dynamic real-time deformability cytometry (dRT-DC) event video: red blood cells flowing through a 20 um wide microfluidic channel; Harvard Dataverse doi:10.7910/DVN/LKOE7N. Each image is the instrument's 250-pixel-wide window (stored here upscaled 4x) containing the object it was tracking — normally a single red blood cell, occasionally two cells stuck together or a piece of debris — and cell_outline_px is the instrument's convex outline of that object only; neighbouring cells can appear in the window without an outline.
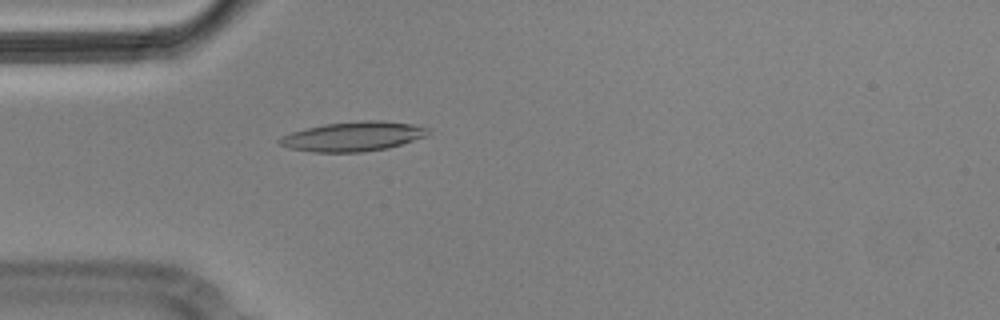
{"species": "Egyptian fruit bat (a non-hibernating species)", "species_latin": "Rousettus aegyptiacus", "temperature_condition": "cold", "stored_images_in_passage": 3, "camera_frame_rate_fps": 3000, "um_per_image_px": 0.085, "animal": {"sex": "male"}, "frame": {"image": 1, "passage_image": 3, "time_ms": 0.667, "image_size_px": [1000, 320], "cell_outline_px": [[428, 136], [388, 148], [364, 152], [312, 152], [288, 148], [280, 144], [276, 140], [280, 136], [292, 132], [324, 124], [364, 120], [380, 120], [412, 124], [428, 128]], "centroid_in_image_um": [30.0, 11.6], "position_along_channel_um": 55.0, "area_um2": 25.61}}